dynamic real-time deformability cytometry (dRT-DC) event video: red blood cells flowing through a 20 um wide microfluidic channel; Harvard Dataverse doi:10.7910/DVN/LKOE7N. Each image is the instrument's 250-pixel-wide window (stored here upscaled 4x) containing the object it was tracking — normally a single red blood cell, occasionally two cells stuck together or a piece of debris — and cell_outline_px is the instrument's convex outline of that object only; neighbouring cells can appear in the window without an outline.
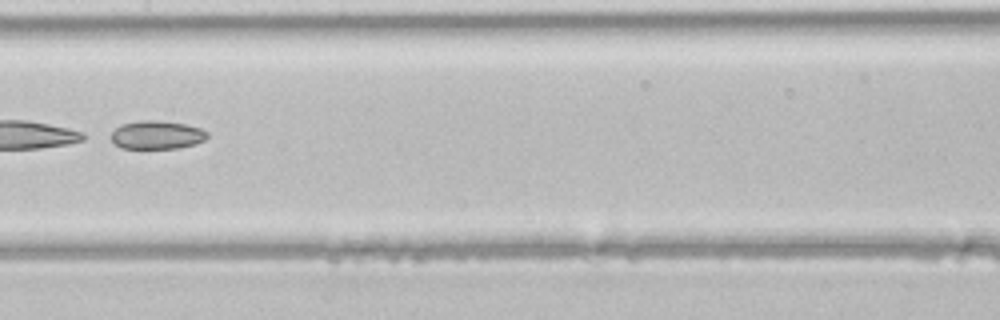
{"species": "common noctule bat (a hibernating species)", "species_latin": "Nyctalus noctula", "temperature_condition": "room temperature", "stored_images_in_passage": 31, "camera_frame_rate_fps": 3000, "um_per_image_px": 0.085, "animal": {"sex": "male", "body_mass_g": 21.5, "forearm_length_mm": 52.0}, "frame": {"image": 1, "passage_image": 10, "time_ms": 3.0, "image_size_px": [1000, 320], "cell_outline_px": [[208, 136], [204, 140], [196, 144], [180, 148], [120, 148], [104, 136], [120, 124], [140, 120], [160, 120], [184, 124], [200, 128], [208, 132]], "centroid_in_image_um": [13.24, 11.46], "position_along_channel_um": 194.2, "area_um2": 16.42}}